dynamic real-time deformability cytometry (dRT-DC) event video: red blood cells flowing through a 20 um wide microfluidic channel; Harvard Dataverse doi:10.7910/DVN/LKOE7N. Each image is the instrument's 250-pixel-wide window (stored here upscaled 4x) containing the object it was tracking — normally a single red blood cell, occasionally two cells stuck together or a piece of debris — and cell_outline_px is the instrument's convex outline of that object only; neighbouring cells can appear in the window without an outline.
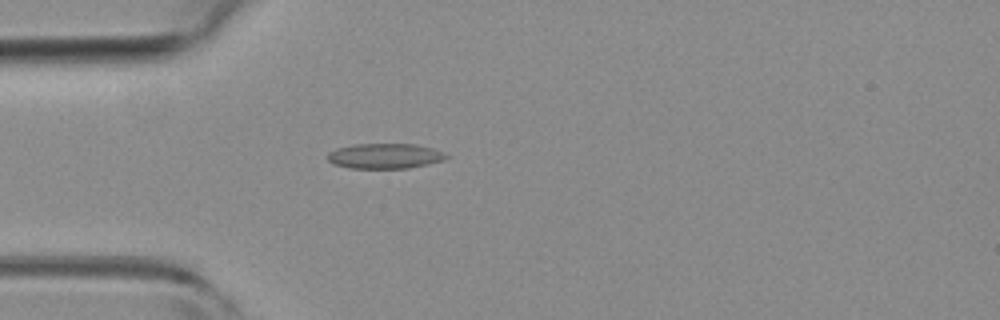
{"species": "common noctule bat (a hibernating species)", "species_latin": "Nyctalus noctula", "temperature_condition": "room temperature", "stored_images_in_passage": 3, "camera_frame_rate_fps": 3000, "um_per_image_px": 0.085, "animal": {"sex": "female", "body_mass_g": 19.3, "forearm_length_mm": 54.1}, "frame": {"image": 1, "passage_image": 3, "time_ms": 0.667, "image_size_px": [1000, 320], "cell_outline_px": [[448, 156], [444, 160], [428, 164], [408, 168], [348, 168], [332, 164], [328, 160], [328, 152], [336, 148], [356, 144], [416, 144], [432, 148], [444, 152]], "centroid_in_image_um": [32.7, 13.26], "position_along_channel_um": 52.3, "area_um2": 17.46}}